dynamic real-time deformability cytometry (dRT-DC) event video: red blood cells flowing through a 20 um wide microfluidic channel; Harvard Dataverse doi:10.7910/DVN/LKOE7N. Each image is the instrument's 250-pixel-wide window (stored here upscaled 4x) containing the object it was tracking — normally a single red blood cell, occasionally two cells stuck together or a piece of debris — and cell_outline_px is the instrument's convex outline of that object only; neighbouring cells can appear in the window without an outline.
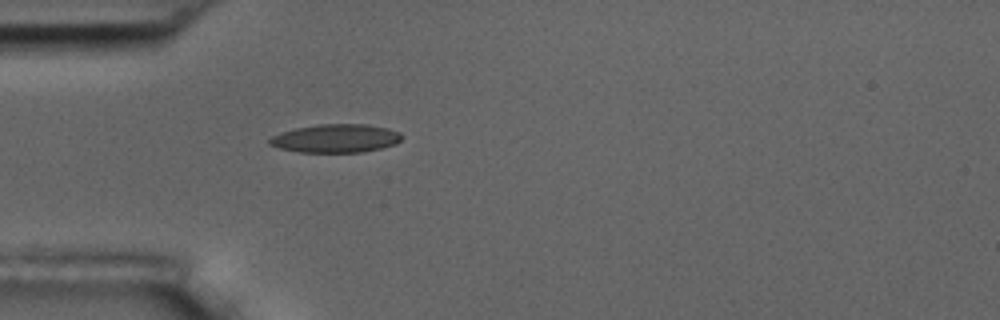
{"species": "common noctule bat (a hibernating species)", "species_latin": "Nyctalus noctula", "temperature_condition": "room temperature", "stored_images_in_passage": 1, "camera_frame_rate_fps": 3000, "um_per_image_px": 0.085, "animal": {"sex": "male", "body_mass_g": 17.5, "forearm_length_mm": 52.3}, "frame": {"image": 1, "passage_image": 1, "time_ms": 0.0, "image_size_px": [1000, 320], "cell_outline_px": [[404, 136], [396, 144], [364, 152], [300, 152], [280, 148], [268, 144], [268, 140], [272, 136], [296, 128], [320, 124], [368, 124], [388, 128], [400, 132]], "centroid_in_image_um": [28.59, 11.76], "position_along_channel_um": 56.4, "area_um2": 21.85}}